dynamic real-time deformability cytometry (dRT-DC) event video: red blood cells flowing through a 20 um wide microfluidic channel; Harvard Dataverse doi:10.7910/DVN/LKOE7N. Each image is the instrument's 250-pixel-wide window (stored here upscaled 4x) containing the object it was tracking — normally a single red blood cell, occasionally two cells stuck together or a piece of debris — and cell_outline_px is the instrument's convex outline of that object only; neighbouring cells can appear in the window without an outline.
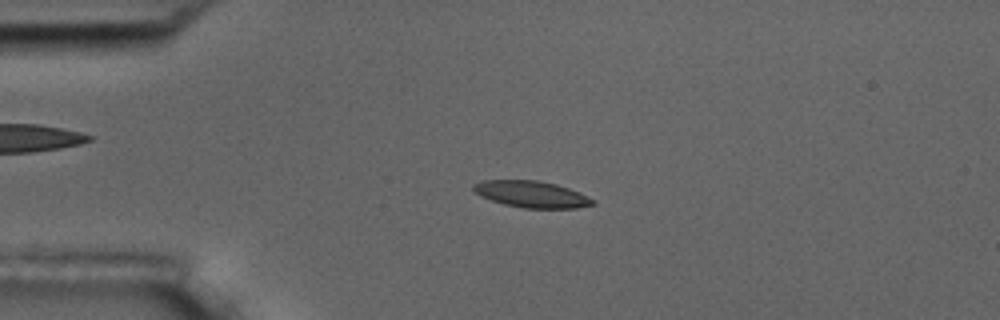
{"species": "common noctule bat (a hibernating species)", "species_latin": "Nyctalus noctula", "temperature_condition": "room temperature", "stored_images_in_passage": 6, "camera_frame_rate_fps": 3000, "um_per_image_px": 0.085, "animal": {"sex": "male", "body_mass_g": 17.5, "forearm_length_mm": 52.3}, "frame": {"image": 1, "passage_image": 4, "time_ms": 3.333, "image_size_px": [1000, 320], "cell_outline_px": [[596, 204], [576, 208], [524, 208], [504, 204], [480, 196], [472, 188], [472, 184], [484, 180], [536, 180], [556, 184], [568, 188], [596, 200]], "centroid_in_image_um": [45.18, 16.51], "position_along_channel_um": 39.8, "area_um2": 18.38}}